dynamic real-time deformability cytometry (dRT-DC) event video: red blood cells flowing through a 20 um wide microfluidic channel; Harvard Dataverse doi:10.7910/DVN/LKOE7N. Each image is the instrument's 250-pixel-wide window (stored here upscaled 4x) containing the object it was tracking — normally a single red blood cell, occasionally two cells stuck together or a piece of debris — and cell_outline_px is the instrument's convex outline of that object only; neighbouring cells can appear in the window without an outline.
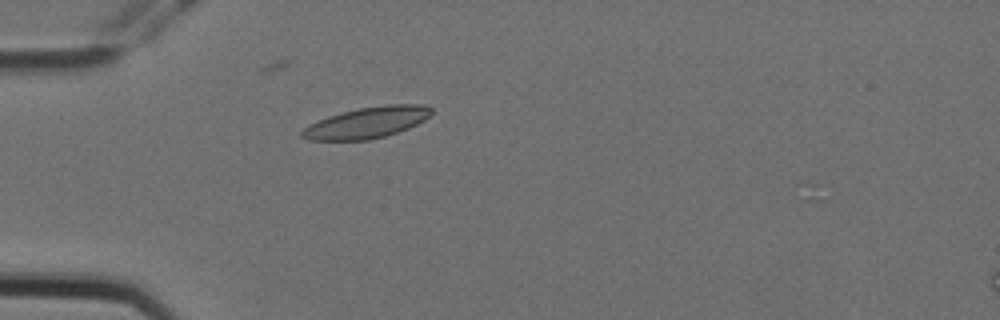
{"species": "Egyptian fruit bat (a non-hibernating species)", "species_latin": "Rousettus aegyptiacus", "temperature_condition": "cold", "stored_images_in_passage": 6, "camera_frame_rate_fps": 3000, "um_per_image_px": 0.085, "animal": {"sex": "female"}, "frame": {"image": 1, "passage_image": 5, "time_ms": 1.333, "image_size_px": [1000, 320], "cell_outline_px": [[432, 112], [424, 120], [408, 128], [384, 136], [368, 140], [308, 140], [300, 136], [300, 132], [308, 124], [328, 116], [360, 108], [388, 104], [424, 104], [432, 108]], "centroid_in_image_um": [31.17, 10.42], "position_along_channel_um": 53.8, "area_um2": 23.29}}